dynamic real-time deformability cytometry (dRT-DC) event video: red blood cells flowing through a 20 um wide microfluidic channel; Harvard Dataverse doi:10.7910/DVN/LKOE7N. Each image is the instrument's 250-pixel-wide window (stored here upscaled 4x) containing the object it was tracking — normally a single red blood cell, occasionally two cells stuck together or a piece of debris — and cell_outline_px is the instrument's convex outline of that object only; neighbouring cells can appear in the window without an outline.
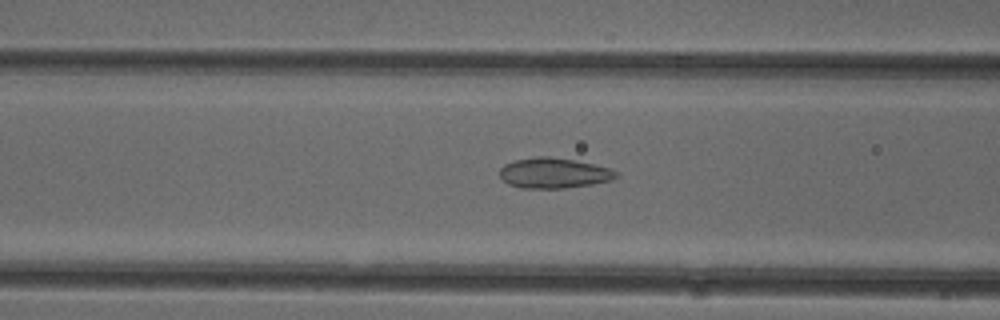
{"species": "common noctule bat (a hibernating species)", "species_latin": "Nyctalus noctula", "temperature_condition": "cold", "stored_images_in_passage": 51, "camera_frame_rate_fps": 3000, "um_per_image_px": 0.085, "animal": {"sex": "female"}, "frame": {"image": 1, "passage_image": 19, "time_ms": 6.0, "image_size_px": [1000, 320], "cell_outline_px": [[620, 176], [612, 180], [592, 184], [564, 188], [520, 188], [508, 184], [500, 176], [500, 168], [504, 164], [516, 160], [540, 156], [548, 156], [572, 160], [612, 168], [620, 172]], "centroid_in_image_um": [47.12, 14.71], "position_along_channel_um": 119.5, "area_um2": 20.63}}
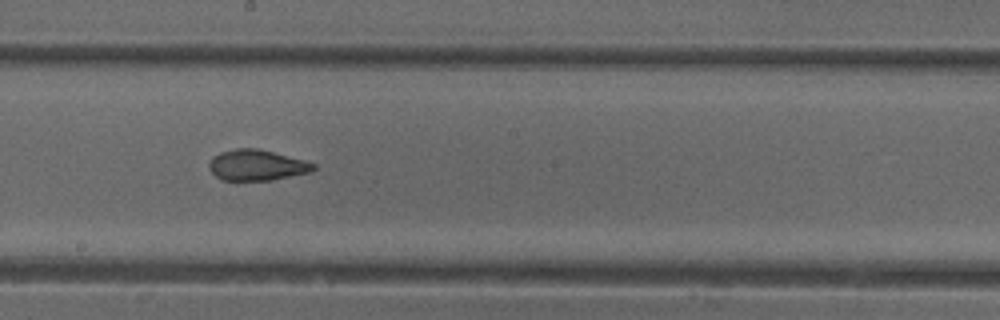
{"frame": {"image": 2, "passage_image": 27, "time_ms": 8.667, "image_size_px": [1000, 320], "cell_outline_px": [[316, 168], [308, 172], [272, 180], [220, 180], [208, 168], [208, 164], [212, 156], [220, 152], [236, 148], [256, 148], [304, 160], [316, 164]], "centroid_in_image_um": [21.77, 14.03], "position_along_channel_um": 226.4, "area_um2": 18.61}}
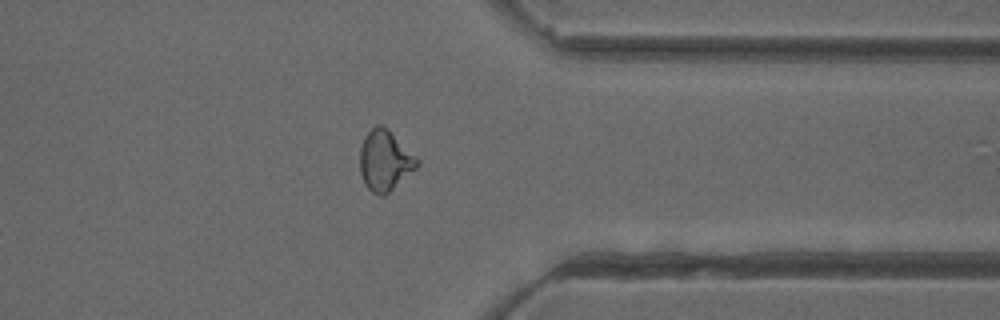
{"frame": {"image": 3, "passage_image": 39, "time_ms": 12.667, "image_size_px": [1000, 320], "cell_outline_px": [[420, 164], [416, 168], [384, 196], [380, 196], [372, 192], [368, 188], [360, 172], [360, 148], [364, 136], [376, 124], [380, 124], [388, 128], [420, 160]], "centroid_in_image_um": [32.72, 13.62], "position_along_channel_um": 378.7, "area_um2": 20.11}}